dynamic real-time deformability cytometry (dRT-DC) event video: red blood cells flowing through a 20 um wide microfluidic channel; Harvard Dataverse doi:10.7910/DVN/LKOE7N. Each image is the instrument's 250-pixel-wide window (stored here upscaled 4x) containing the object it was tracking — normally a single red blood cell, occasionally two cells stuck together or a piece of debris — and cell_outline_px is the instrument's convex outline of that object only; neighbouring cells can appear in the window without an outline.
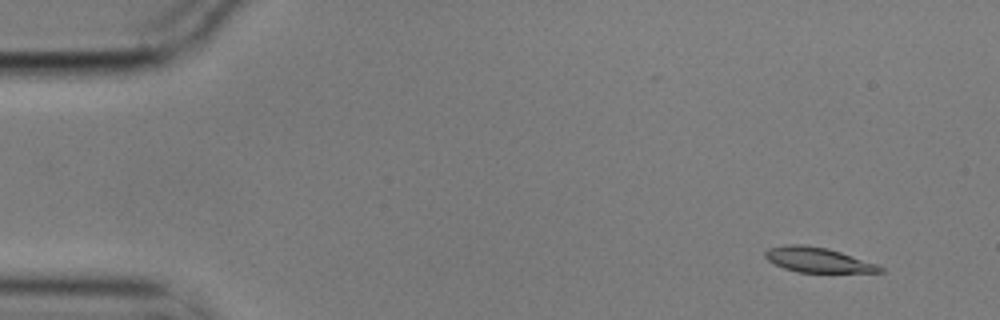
{"species": "common noctule bat (a hibernating species)", "species_latin": "Nyctalus noctula", "temperature_condition": "cold", "stored_images_in_passage": 4, "camera_frame_rate_fps": 3000, "um_per_image_px": 0.085, "animal": {"sex": "male", "body_mass_g": 17.9}, "frame": {"image": 1, "passage_image": 2, "time_ms": 0.333, "image_size_px": [1000, 320], "cell_outline_px": [[884, 272], [796, 272], [784, 268], [768, 260], [764, 256], [764, 252], [768, 248], [788, 244], [800, 244], [824, 248], [840, 252], [876, 264], [884, 268]], "centroid_in_image_um": [69.48, 22.09], "position_along_channel_um": 15.5, "area_um2": 16.36}}